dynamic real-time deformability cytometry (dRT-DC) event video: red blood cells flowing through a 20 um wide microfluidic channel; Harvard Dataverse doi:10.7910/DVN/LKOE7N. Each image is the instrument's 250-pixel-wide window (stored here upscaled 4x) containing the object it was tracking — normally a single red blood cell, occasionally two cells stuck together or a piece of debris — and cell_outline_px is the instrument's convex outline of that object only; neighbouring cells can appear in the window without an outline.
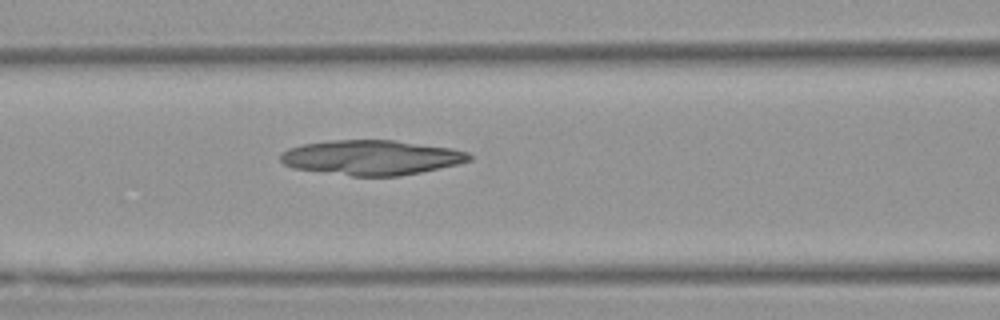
{"species": "Egyptian fruit bat (a non-hibernating species)", "species_latin": "Rousettus aegyptiacus", "temperature_condition": "warm", "stored_images_in_passage": 52, "camera_frame_rate_fps": 3000, "um_per_image_px": 0.085, "animal": {"sex": "female"}, "frame": {"image": 1, "passage_image": 22, "time_ms": 7.0, "image_size_px": [1000, 320], "cell_outline_px": [[472, 160], [456, 164], [420, 172], [400, 176], [352, 176], [292, 168], [284, 164], [280, 160], [280, 156], [288, 148], [304, 144], [332, 140], [392, 140], [452, 148], [468, 152], [472, 156]], "centroid_in_image_um": [31.57, 13.39], "position_along_channel_um": 135.0, "area_um2": 38.15}}
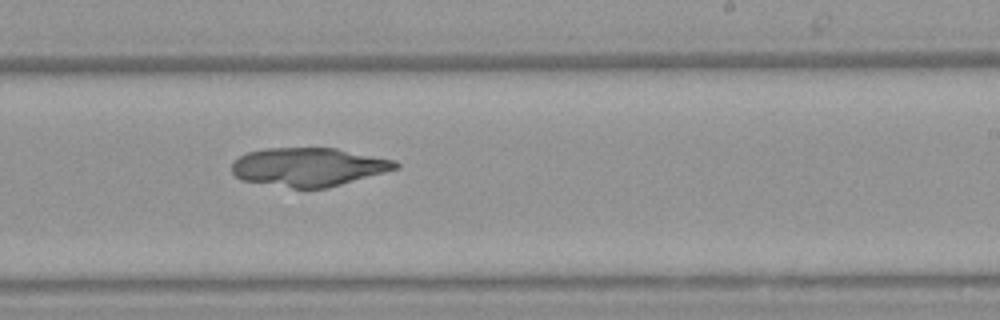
{"frame": {"image": 2, "passage_image": 32, "time_ms": 10.333, "image_size_px": [1000, 320], "cell_outline_px": [[400, 168], [328, 188], [292, 188], [240, 180], [232, 172], [232, 164], [240, 156], [248, 152], [264, 148], [336, 148], [396, 160], [400, 164]], "centroid_in_image_um": [26.26, 14.19], "position_along_channel_um": 262.7, "area_um2": 36.88}}
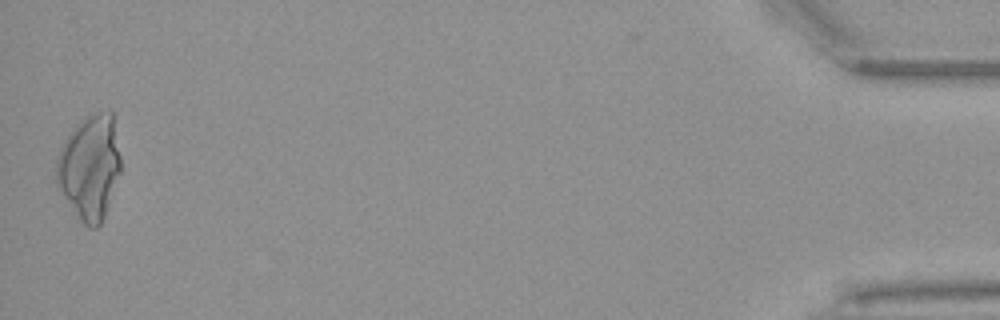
{"frame": {"image": 3, "passage_image": 52, "time_ms": 17.0, "image_size_px": [1000, 320], "cell_outline_px": [[120, 172], [104, 216], [100, 224], [96, 228], [88, 228], [80, 220], [56, 184], [56, 160], [60, 148], [76, 124], [88, 116], [96, 112], [112, 112], [120, 156]], "centroid_in_image_um": [7.62, 14.22], "position_along_channel_um": 427.6, "area_um2": 38.61}}